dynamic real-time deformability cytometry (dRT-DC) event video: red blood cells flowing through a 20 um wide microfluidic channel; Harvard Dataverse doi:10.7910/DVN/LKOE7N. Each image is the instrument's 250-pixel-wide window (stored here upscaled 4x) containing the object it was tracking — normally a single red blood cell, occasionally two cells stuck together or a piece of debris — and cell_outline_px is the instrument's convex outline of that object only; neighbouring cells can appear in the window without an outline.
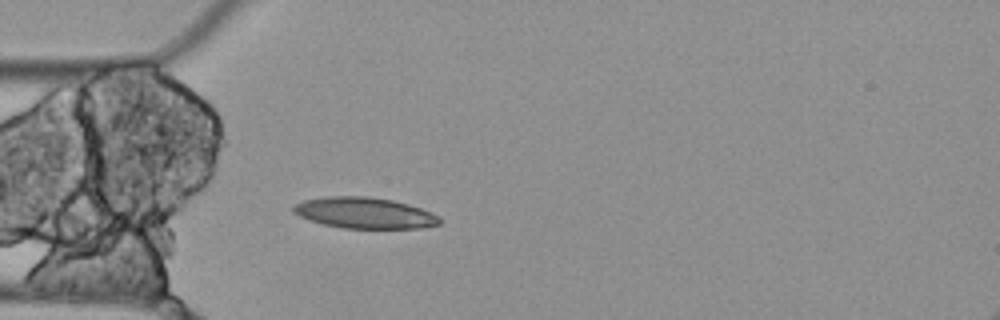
{"species": "Egyptian fruit bat (a non-hibernating species)", "species_latin": "Rousettus aegyptiacus", "temperature_condition": "cold", "stored_images_in_passage": 3, "camera_frame_rate_fps": 3000, "um_per_image_px": 0.085, "animal": {"sex": "female"}, "frame": {"image": 1, "passage_image": 3, "time_ms": 0.667, "image_size_px": [1000, 320], "cell_outline_px": [[444, 220], [440, 224], [420, 228], [344, 228], [324, 224], [300, 216], [292, 212], [292, 208], [296, 204], [304, 200], [324, 196], [368, 196], [392, 200], [408, 204], [432, 212], [440, 216]], "centroid_in_image_um": [31.03, 18.09], "position_along_channel_um": 54.0, "area_um2": 26.47}}